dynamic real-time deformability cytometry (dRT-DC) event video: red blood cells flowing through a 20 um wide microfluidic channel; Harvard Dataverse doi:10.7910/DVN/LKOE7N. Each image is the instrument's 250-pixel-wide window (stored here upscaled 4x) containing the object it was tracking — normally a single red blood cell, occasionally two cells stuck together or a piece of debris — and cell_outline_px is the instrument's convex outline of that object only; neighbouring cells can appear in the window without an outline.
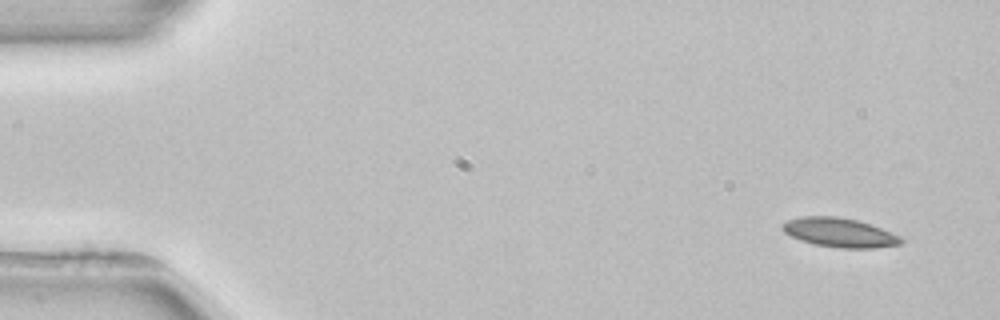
{"species": "common noctule bat (a hibernating species)", "species_latin": "Nyctalus noctula", "temperature_condition": "room temperature", "stored_images_in_passage": 2, "segment_of_instrument_passage": [2, 2], "camera_frame_rate_fps": 3000, "um_per_image_px": 0.085, "animal": {"sex": "female", "body_mass_g": 22.7, "forearm_length_mm": 54.2}, "frame": {"image": 1, "passage_image": 2, "time_ms": 1.667, "image_size_px": [1000, 320], "cell_outline_px": [[904, 244], [872, 248], [840, 248], [816, 244], [800, 240], [784, 232], [780, 228], [780, 224], [788, 220], [800, 216], [836, 216], [856, 220], [880, 228], [900, 236], [904, 240]], "centroid_in_image_um": [71.34, 19.77], "position_along_channel_um": 13.7, "area_um2": 20.11}}